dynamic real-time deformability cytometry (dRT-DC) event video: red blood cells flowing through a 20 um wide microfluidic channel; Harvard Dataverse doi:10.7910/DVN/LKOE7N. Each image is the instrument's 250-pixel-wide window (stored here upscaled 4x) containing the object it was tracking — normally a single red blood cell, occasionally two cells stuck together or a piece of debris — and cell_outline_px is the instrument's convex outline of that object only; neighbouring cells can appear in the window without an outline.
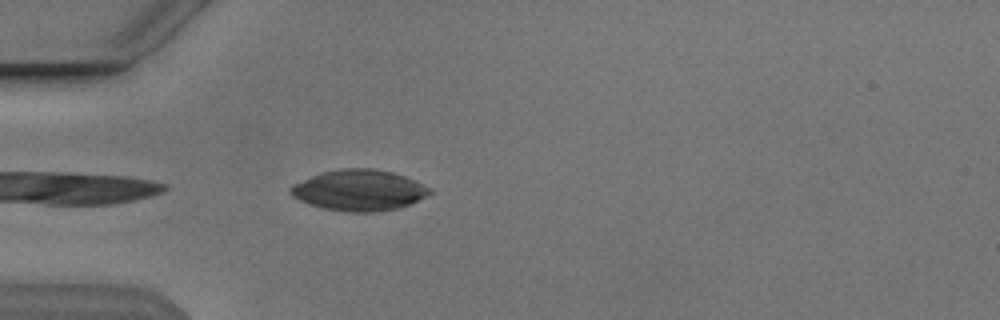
{"species": "Egyptian fruit bat (a non-hibernating species)", "species_latin": "Rousettus aegyptiacus", "temperature_condition": "cold", "stored_images_in_passage": 9, "camera_frame_rate_fps": 3000, "um_per_image_px": 0.085, "animal": {"sex": "male"}, "frame": {"image": 1, "passage_image": 2, "time_ms": 0.333, "image_size_px": [1000, 320], "cell_outline_px": [[432, 192], [400, 208], [376, 212], [344, 212], [324, 208], [300, 200], [292, 196], [288, 192], [288, 188], [292, 184], [320, 172], [340, 168], [372, 168], [392, 172], [416, 180], [432, 188]], "centroid_in_image_um": [30.5, 16.16], "position_along_channel_um": 54.5, "area_um2": 33.29}}